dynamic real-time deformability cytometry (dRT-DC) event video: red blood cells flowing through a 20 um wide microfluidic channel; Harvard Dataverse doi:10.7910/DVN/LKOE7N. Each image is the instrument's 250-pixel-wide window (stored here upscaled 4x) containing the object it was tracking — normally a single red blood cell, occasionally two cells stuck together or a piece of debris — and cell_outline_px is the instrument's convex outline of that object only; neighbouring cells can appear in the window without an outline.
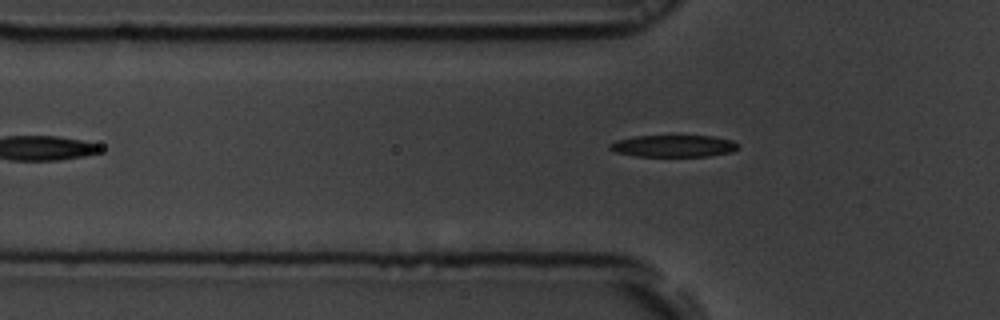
{"species": "common noctule bat (a hibernating species)", "species_latin": "Nyctalus noctula", "temperature_condition": "room temperature", "stored_images_in_passage": 35, "camera_frame_rate_fps": 3000, "um_per_image_px": 0.085, "animal": {"sex": "male", "body_mass_g": 19.5, "forearm_length_mm": 54.6}, "frame": {"image": 1, "passage_image": 5, "time_ms": 1.333, "image_size_px": [1000, 320], "cell_outline_px": [[740, 144], [732, 152], [708, 156], [636, 156], [616, 152], [608, 148], [608, 144], [616, 140], [636, 136], [712, 136], [732, 140]], "centroid_in_image_um": [57.24, 12.41], "position_along_channel_um": 68.6, "area_um2": 16.36}}
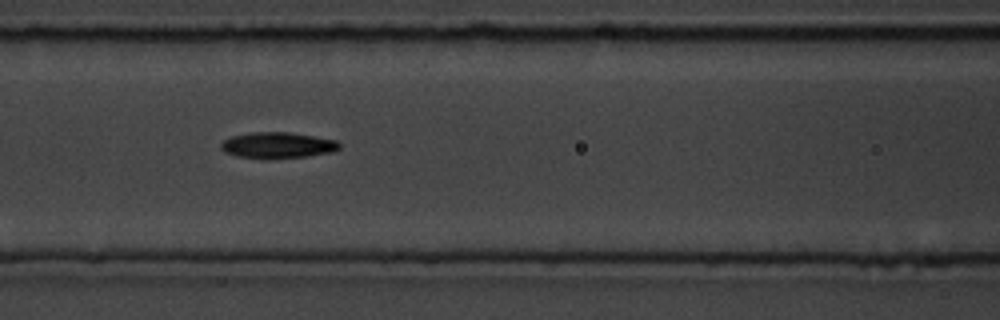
{"frame": {"image": 2, "passage_image": 11, "time_ms": 3.333, "image_size_px": [1000, 320], "cell_outline_px": [[340, 148], [332, 152], [308, 156], [236, 156], [224, 152], [220, 148], [220, 144], [224, 140], [232, 136], [252, 132], [288, 132], [336, 140], [340, 144]], "centroid_in_image_um": [23.6, 12.3], "position_along_channel_um": 143.0, "area_um2": 17.17}}
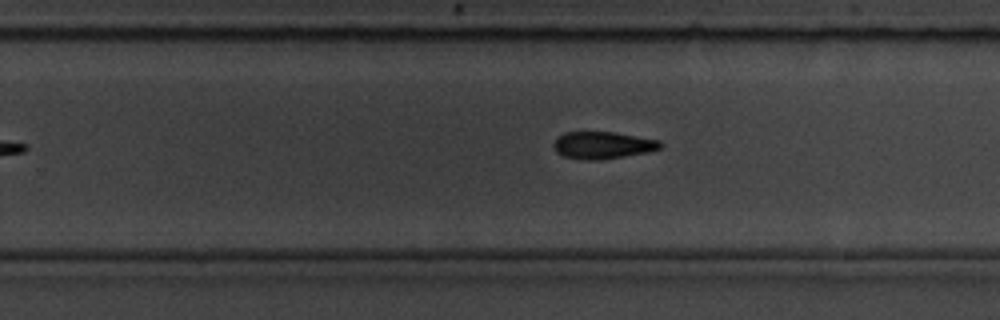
{"frame": {"image": 3, "passage_image": 22, "time_ms": 7.0, "image_size_px": [1000, 320], "cell_outline_px": [[660, 148], [648, 152], [600, 160], [580, 160], [564, 156], [556, 152], [552, 144], [556, 136], [564, 132], [612, 132], [660, 140]], "centroid_in_image_um": [51.16, 12.34], "position_along_channel_um": 278.6, "area_um2": 16.94}, "authors_computed_cell_mechanics": {"area_um2": 16.9932, "velocity_mm_per_s": 3.7072, "shape_relaxation_time_tau1_ms": 2.3147, "shape_relaxation_time_tau2_ms": null, "deformation_change_tau1": 0.1427, "deformation_change_tau2": null}}